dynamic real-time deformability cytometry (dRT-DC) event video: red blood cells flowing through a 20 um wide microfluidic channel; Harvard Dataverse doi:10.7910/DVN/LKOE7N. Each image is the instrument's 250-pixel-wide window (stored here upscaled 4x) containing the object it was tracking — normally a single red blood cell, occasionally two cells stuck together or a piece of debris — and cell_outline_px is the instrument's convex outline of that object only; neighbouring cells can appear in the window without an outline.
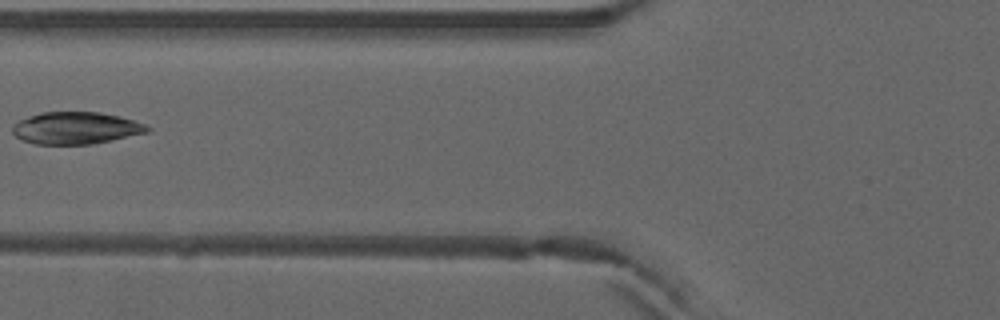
{"species": "common noctule bat (a hibernating species)", "species_latin": "Nyctalus noctula", "temperature_condition": "warm", "stored_images_in_passage": 6, "camera_frame_rate_fps": 3000, "um_per_image_px": 0.085, "animal": {"sex": "male", "forearm_length_mm": 52.5}, "frame": {"image": 1, "passage_image": 5, "time_ms": 1.333, "image_size_px": [1000, 320], "cell_outline_px": [[152, 128], [148, 132], [112, 140], [88, 144], [36, 144], [24, 140], [16, 136], [12, 132], [12, 124], [28, 116], [40, 112], [100, 112], [120, 116], [136, 120]], "centroid_in_image_um": [6.46, 10.87], "position_along_channel_um": 119.3, "area_um2": 25.26}}
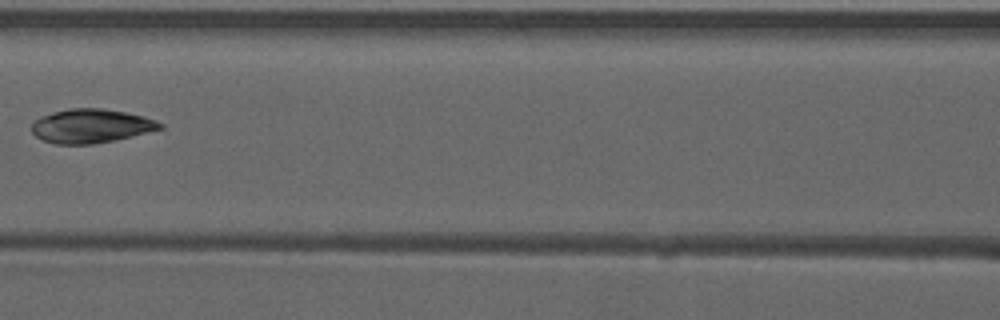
{"frame": {"image": 2, "passage_image": 6, "time_ms": 1.667, "image_size_px": [1000, 320], "cell_outline_px": [[164, 128], [132, 136], [92, 144], [56, 144], [44, 140], [36, 136], [32, 132], [32, 124], [40, 116], [52, 112], [68, 108], [100, 108], [124, 112], [144, 116], [156, 120], [164, 124]], "centroid_in_image_um": [7.74, 10.7], "position_along_channel_um": 158.9, "area_um2": 25.26}}